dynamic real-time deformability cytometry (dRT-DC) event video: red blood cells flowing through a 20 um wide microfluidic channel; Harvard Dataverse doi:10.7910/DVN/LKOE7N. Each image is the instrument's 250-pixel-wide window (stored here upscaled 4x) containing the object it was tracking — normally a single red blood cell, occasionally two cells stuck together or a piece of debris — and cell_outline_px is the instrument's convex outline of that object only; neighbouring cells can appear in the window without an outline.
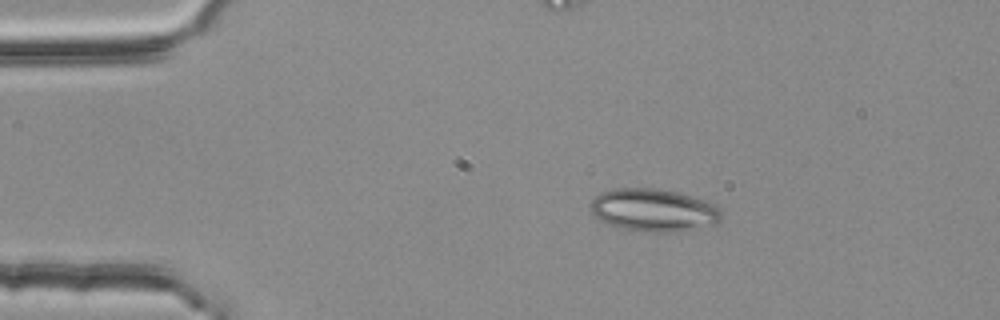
{"species": "common noctule bat (a hibernating species)", "species_latin": "Nyctalus noctula", "temperature_condition": "room temperature", "stored_images_in_passage": 3, "camera_frame_rate_fps": 3000, "um_per_image_px": 0.085, "animal": {"sex": "female", "body_mass_g": 25.1}, "frame": {"image": 1, "passage_image": 2, "time_ms": 0.333, "image_size_px": [1000, 320], "cell_outline_px": [[724, 216], [716, 224], [676, 232], [648, 232], [620, 228], [608, 224], [592, 216], [588, 208], [588, 204], [600, 192], [612, 188], [656, 188], [676, 192], [708, 200], [716, 204], [720, 208]], "centroid_in_image_um": [55.55, 17.85], "position_along_channel_um": 29.5, "area_um2": 33.29}}